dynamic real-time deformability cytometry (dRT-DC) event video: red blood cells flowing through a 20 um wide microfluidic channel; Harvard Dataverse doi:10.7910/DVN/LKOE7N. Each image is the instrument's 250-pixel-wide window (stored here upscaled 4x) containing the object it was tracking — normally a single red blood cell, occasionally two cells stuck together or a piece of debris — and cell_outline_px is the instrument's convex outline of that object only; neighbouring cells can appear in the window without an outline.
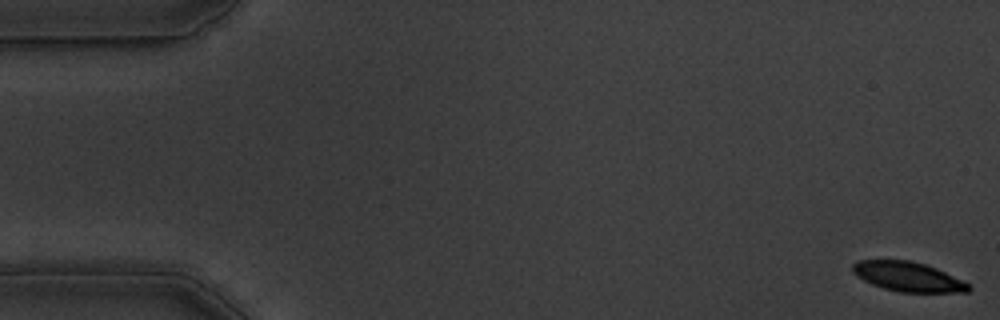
{"species": "common noctule bat (a hibernating species)", "species_latin": "Nyctalus noctula", "temperature_condition": "warm", "stored_images_in_passage": 57, "segment_of_instrument_passage": [1, 2], "camera_frame_rate_fps": 3000, "um_per_image_px": 0.085, "animal": {"sex": "male", "body_mass_g": 19.5, "forearm_length_mm": 54.6}, "frame": {"image": 1, "passage_image": 1, "time_ms": 0.0, "image_size_px": [1000, 320], "cell_outline_px": [[972, 288], [968, 292], [900, 292], [884, 288], [872, 284], [856, 276], [852, 272], [852, 264], [856, 260], [908, 260], [924, 264], [936, 268], [968, 284]], "centroid_in_image_um": [77.13, 23.51], "position_along_channel_um": 7.9, "area_um2": 19.77}}
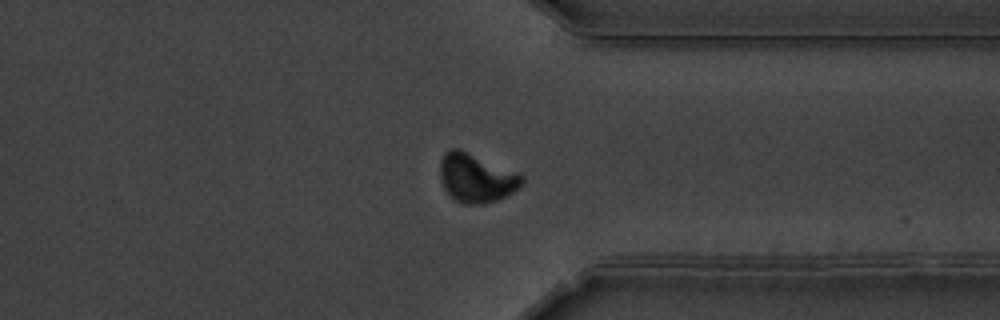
{"frame": {"image": 2, "passage_image": 43, "time_ms": 14.0, "image_size_px": [1000, 320], "cell_outline_px": [[524, 184], [512, 192], [496, 200], [484, 204], [464, 204], [456, 200], [444, 188], [440, 180], [440, 160], [444, 152], [448, 148], [460, 148], [520, 172], [524, 176]], "centroid_in_image_um": [40.5, 15.09], "position_along_channel_um": 370.9, "area_um2": 23.7}}
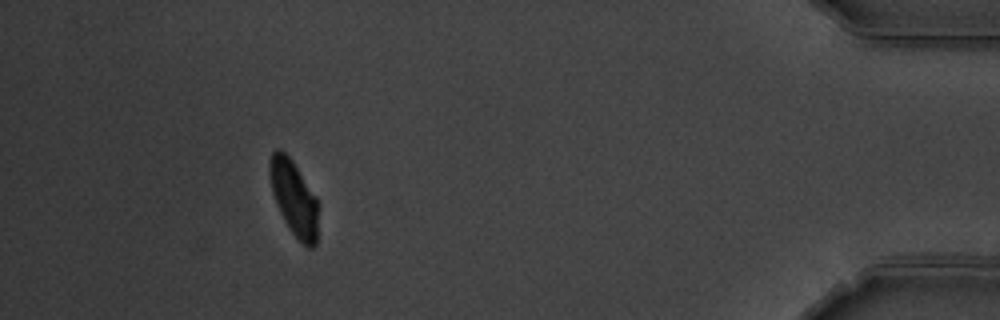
{"frame": {"image": 3, "passage_image": 51, "time_ms": 16.667, "image_size_px": [1000, 320], "cell_outline_px": [[320, 204], [316, 244], [312, 248], [308, 248], [288, 228], [276, 204], [272, 192], [268, 172], [268, 164], [272, 152], [276, 148], [280, 148], [292, 160], [316, 196]], "centroid_in_image_um": [25.0, 16.82], "position_along_channel_um": 410.2, "area_um2": 21.68}}